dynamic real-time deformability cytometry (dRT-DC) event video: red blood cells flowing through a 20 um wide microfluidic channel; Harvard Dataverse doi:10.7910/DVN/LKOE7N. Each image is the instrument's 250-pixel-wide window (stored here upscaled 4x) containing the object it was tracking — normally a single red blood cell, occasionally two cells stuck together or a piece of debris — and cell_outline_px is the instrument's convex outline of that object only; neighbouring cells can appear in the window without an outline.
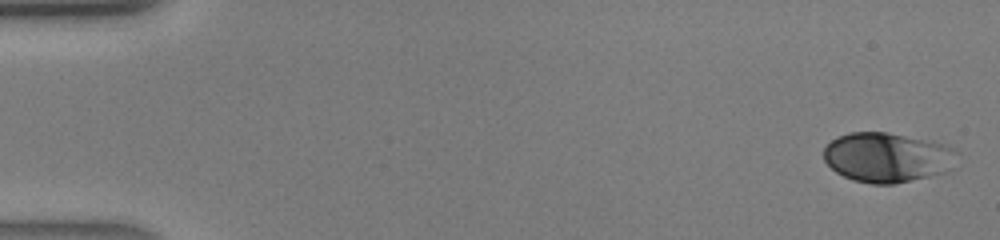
{"species": "human", "species_latin": "Homo sapiens", "temperature_condition": "warm", "stored_images_in_passage": 41, "camera_frame_rate_fps": 3000, "um_per_image_px": 0.085, "donor": {"sex": "male"}, "frame": {"image": 1, "passage_image": 1, "time_ms": 0.0, "image_size_px": [1000, 240], "cell_outline_px": [[960, 152], [944, 172], [896, 184], [872, 184], [852, 180], [836, 172], [824, 160], [824, 148], [836, 136], [848, 132], [888, 132], [932, 140], [956, 148]], "centroid_in_image_um": [75.4, 13.36], "position_along_channel_um": 9.6, "area_um2": 38.78}}
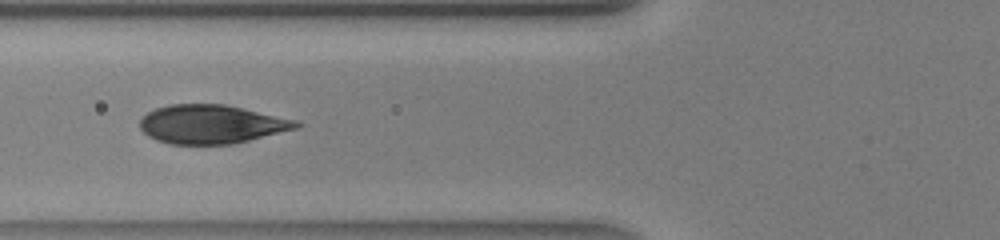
{"frame": {"image": 2, "passage_image": 16, "time_ms": 5.0, "image_size_px": [1000, 240], "cell_outline_px": [[304, 124], [296, 128], [236, 144], [168, 144], [156, 140], [148, 136], [140, 128], [140, 120], [148, 112], [156, 108], [168, 104], [224, 104], [296, 120]], "centroid_in_image_um": [17.96, 10.56], "position_along_channel_um": 107.8, "area_um2": 35.26}}
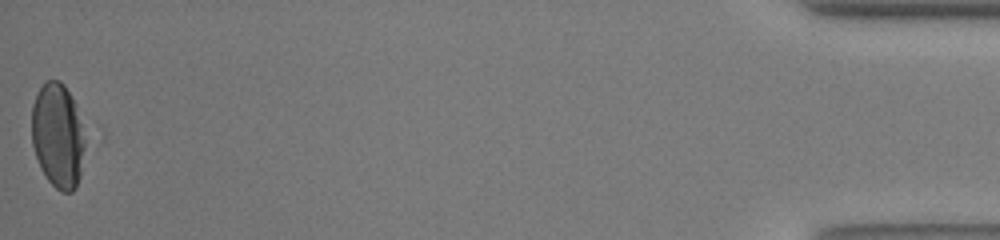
{"frame": {"image": 3, "passage_image": 41, "time_ms": 13.333, "image_size_px": [1000, 240], "cell_outline_px": [[84, 148], [80, 176], [76, 188], [72, 192], [60, 192], [48, 180], [40, 168], [32, 144], [32, 104], [40, 88], [48, 80], [60, 80], [64, 84], [72, 100], [80, 124], [84, 140]], "centroid_in_image_um": [4.89, 11.57], "position_along_channel_um": 430.3, "area_um2": 31.96}}